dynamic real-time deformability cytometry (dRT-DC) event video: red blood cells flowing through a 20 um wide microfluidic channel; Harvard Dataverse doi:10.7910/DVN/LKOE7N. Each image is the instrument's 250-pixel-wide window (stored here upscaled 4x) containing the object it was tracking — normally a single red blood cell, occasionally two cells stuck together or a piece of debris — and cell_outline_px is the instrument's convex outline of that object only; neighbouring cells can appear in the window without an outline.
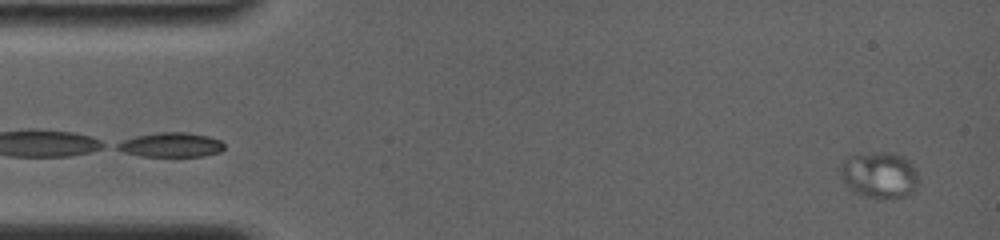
{"species": "common noctule bat (a hibernating species)", "species_latin": "Nyctalus noctula", "temperature_condition": "room temperature", "stored_images_in_passage": 9, "camera_frame_rate_fps": 4000, "um_per_image_px": 0.085, "animal": {"sex": "female", "body_mass_g": 19.0, "forearm_length_mm": 56.7}, "frame": {"image": 1, "passage_image": 3, "time_ms": 0.75, "image_size_px": [1000, 240], "cell_outline_px": [[916, 184], [912, 192], [904, 196], [864, 196], [848, 188], [844, 180], [840, 168], [844, 160], [848, 156], [880, 152], [892, 152], [904, 156], [912, 164], [916, 172]], "centroid_in_image_um": [74.74, 14.83], "position_along_channel_um": 10.3, "area_um2": 20.29}}
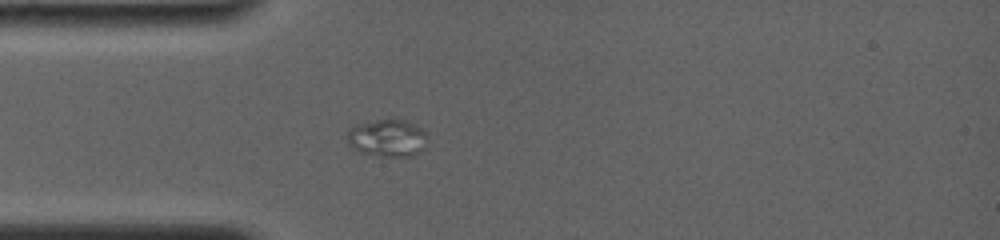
{"frame": {"image": 2, "passage_image": 9, "time_ms": 5.0, "image_size_px": [1000, 240], "cell_outline_px": [[424, 148], [420, 152], [408, 156], [384, 156], [364, 152], [348, 148], [348, 132], [356, 124], [376, 120], [404, 120], [416, 124], [424, 132]], "centroid_in_image_um": [32.89, 11.73], "position_along_channel_um": 52.1, "area_um2": 17.05}}